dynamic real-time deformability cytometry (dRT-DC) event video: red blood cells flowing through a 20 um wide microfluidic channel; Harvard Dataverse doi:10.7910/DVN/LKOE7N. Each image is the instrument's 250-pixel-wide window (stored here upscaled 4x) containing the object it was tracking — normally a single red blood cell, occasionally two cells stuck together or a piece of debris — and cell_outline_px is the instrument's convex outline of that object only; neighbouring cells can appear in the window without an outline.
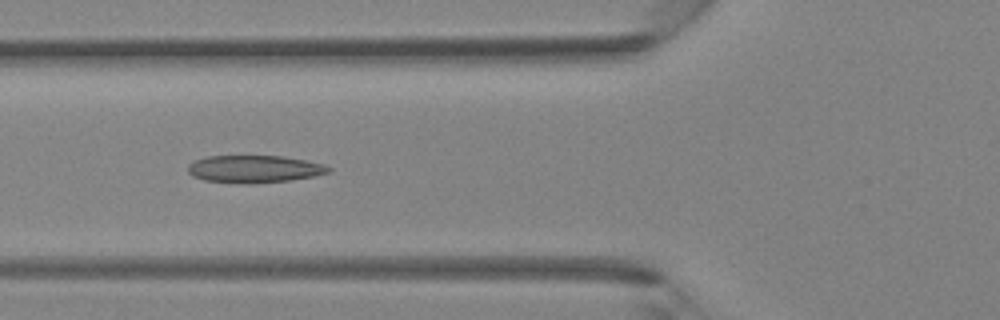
{"species": "Egyptian fruit bat (a non-hibernating species)", "species_latin": "Rousettus aegyptiacus", "temperature_condition": "room temperature", "stored_images_in_passage": 38, "camera_frame_rate_fps": 3000, "um_per_image_px": 0.085, "animal": {"sex": "female"}, "frame": {"image": 1, "passage_image": 13, "time_ms": 4.0, "image_size_px": [1000, 320], "cell_outline_px": [[332, 172], [292, 180], [252, 184], [244, 184], [204, 180], [192, 176], [188, 172], [188, 164], [196, 160], [208, 156], [284, 156], [324, 164], [332, 168]], "centroid_in_image_um": [21.63, 14.37], "position_along_channel_um": 104.2, "area_um2": 22.6}}
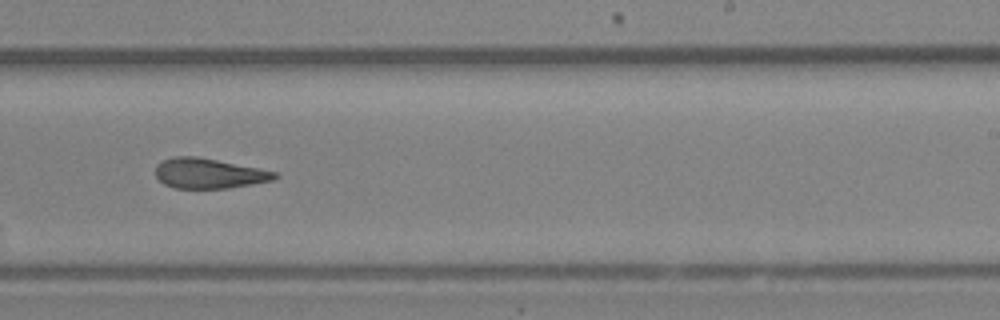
{"frame": {"image": 2, "passage_image": 23, "time_ms": 7.333, "image_size_px": [1000, 320], "cell_outline_px": [[280, 176], [272, 180], [252, 184], [228, 188], [172, 188], [164, 184], [156, 176], [156, 164], [172, 156], [196, 156], [260, 168], [280, 172]], "centroid_in_image_um": [17.78, 14.73], "position_along_channel_um": 271.2, "area_um2": 21.04}}
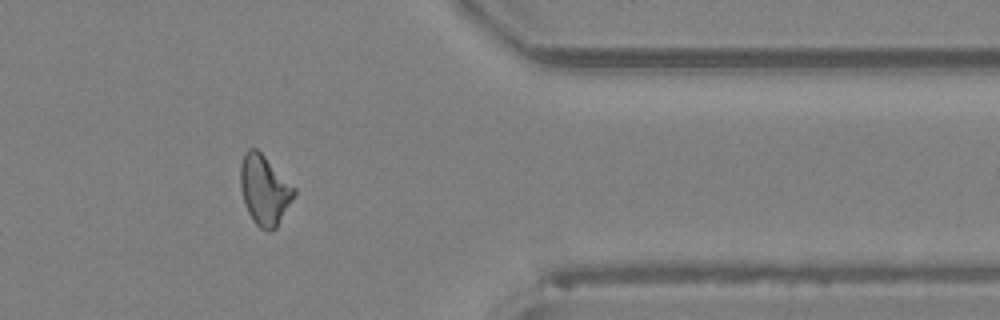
{"frame": {"image": 3, "passage_image": 31, "time_ms": 10.0, "image_size_px": [1000, 320], "cell_outline_px": [[296, 192], [276, 228], [260, 228], [256, 224], [248, 212], [244, 204], [240, 188], [240, 164], [244, 152], [248, 148], [256, 148], [296, 188]], "centroid_in_image_um": [22.45, 16.11], "position_along_channel_um": 389.0, "area_um2": 21.5}}